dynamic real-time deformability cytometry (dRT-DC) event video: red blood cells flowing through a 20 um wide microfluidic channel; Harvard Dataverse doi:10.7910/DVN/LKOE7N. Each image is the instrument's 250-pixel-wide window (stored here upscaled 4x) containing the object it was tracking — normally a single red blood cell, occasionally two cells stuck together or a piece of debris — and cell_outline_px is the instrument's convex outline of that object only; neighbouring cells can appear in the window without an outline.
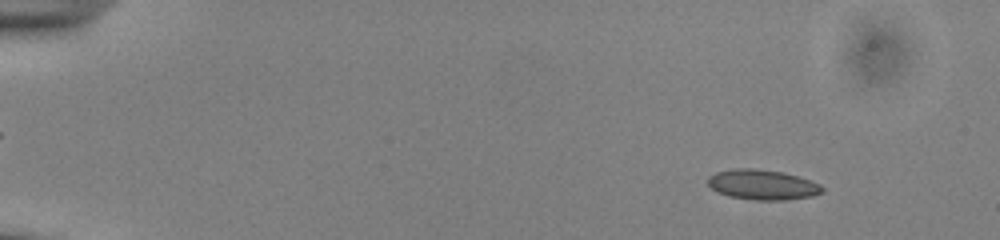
{"species": "common noctule bat (a hibernating species)", "species_latin": "Nyctalus noctula", "temperature_condition": "cold", "stored_images_in_passage": 54, "camera_frame_rate_fps": 3000, "um_per_image_px": 0.085, "animal": {"sex": "male", "body_mass_g": 13.0, "forearm_length_mm": 53.1}, "frame": {"image": 1, "passage_image": 6, "time_ms": 1.667, "image_size_px": [1000, 240], "cell_outline_px": [[824, 192], [812, 196], [784, 200], [756, 200], [728, 196], [716, 192], [708, 184], [708, 176], [716, 172], [736, 168], [756, 168], [784, 172], [820, 184], [824, 188]], "centroid_in_image_um": [64.8, 15.7], "position_along_channel_um": 20.2, "area_um2": 20.11}}
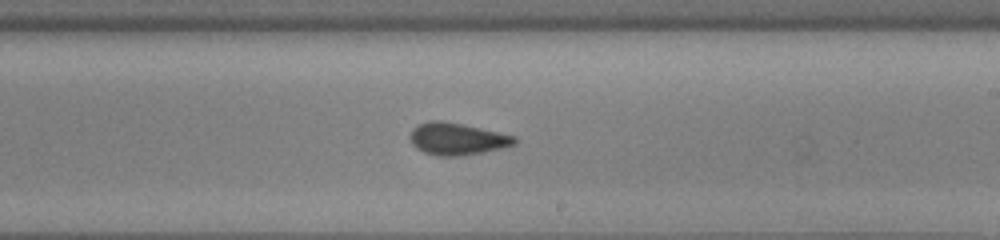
{"frame": {"image": 2, "passage_image": 33, "time_ms": 10.667, "image_size_px": [1000, 240], "cell_outline_px": [[516, 144], [500, 148], [460, 156], [440, 156], [424, 152], [416, 148], [412, 144], [408, 136], [412, 128], [428, 120], [440, 120], [480, 128], [516, 136]], "centroid_in_image_um": [38.8, 11.8], "position_along_channel_um": 250.2, "area_um2": 19.36}}
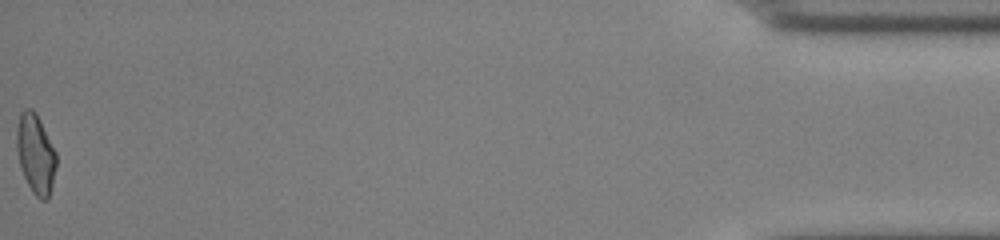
{"frame": {"image": 3, "passage_image": 54, "time_ms": 17.667, "image_size_px": [1000, 240], "cell_outline_px": [[56, 164], [52, 184], [48, 200], [40, 200], [32, 192], [20, 168], [16, 148], [16, 128], [20, 112], [24, 108], [32, 108], [36, 112], [56, 152]], "centroid_in_image_um": [3.0, 13.06], "position_along_channel_um": 432.2, "area_um2": 18.5}, "authors_computed_cell_mechanics": {"area_um2": 19.1318, "velocity_mm_per_s": 3.8693, "shape_relaxation_time_tau1_ms": 8.9115, "shape_relaxation_time_tau2_ms": 1.8314, "deformation_change_tau1": 0.156, "deformation_change_tau2": 0.08}}